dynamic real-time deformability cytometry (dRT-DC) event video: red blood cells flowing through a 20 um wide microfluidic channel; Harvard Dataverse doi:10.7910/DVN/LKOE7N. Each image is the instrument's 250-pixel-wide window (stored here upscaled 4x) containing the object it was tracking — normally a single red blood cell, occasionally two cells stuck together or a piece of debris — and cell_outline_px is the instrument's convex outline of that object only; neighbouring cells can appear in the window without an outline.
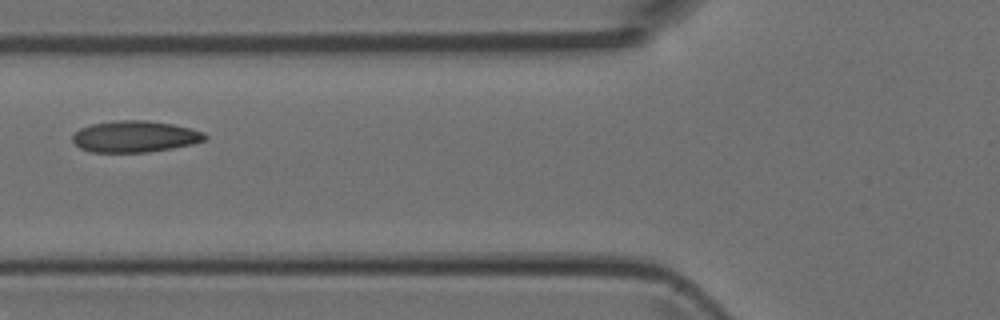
{"species": "Egyptian fruit bat (a non-hibernating species)", "species_latin": "Rousettus aegyptiacus", "temperature_condition": "room temperature", "stored_images_in_passage": 6, "camera_frame_rate_fps": 3000, "um_per_image_px": 0.085, "animal": {"sex": "female"}, "frame": {"image": 1, "passage_image": 6, "time_ms": 5.333, "image_size_px": [1000, 320], "cell_outline_px": [[208, 136], [204, 140], [192, 144], [172, 148], [148, 152], [92, 152], [80, 148], [72, 140], [72, 136], [80, 128], [92, 124], [116, 120], [148, 120], [172, 124], [204, 132]], "centroid_in_image_um": [11.46, 11.6], "position_along_channel_um": 114.3, "area_um2": 24.16}}